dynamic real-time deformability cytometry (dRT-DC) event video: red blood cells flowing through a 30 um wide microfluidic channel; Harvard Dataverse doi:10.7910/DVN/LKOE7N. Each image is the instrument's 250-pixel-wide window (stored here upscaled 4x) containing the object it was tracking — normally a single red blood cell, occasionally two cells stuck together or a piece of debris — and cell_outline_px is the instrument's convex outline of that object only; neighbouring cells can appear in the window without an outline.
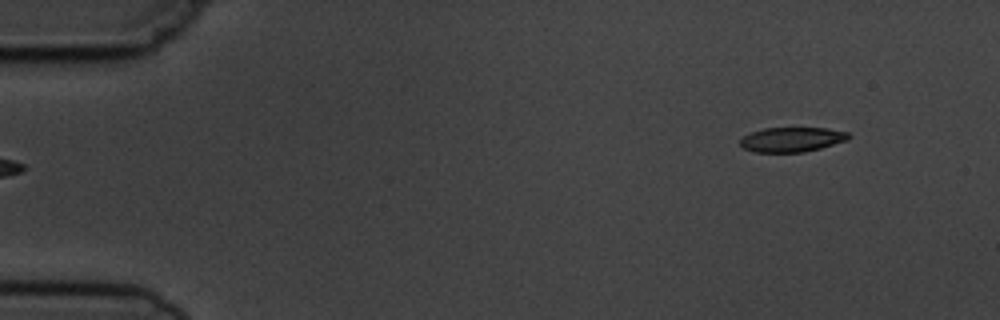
{"species": "common noctule bat (a hibernating species)", "species_latin": "Nyctalus noctula", "temperature_condition": "cold", "stored_images_in_passage": 6, "segment_of_instrument_passage": [2, 2], "camera_frame_rate_fps": 3000, "um_per_image_px": 0.085, "animal": {"sex": "male", "body_mass_g": 19.5, "forearm_length_mm": 54.6}, "frame": {"image": 1, "passage_image": 6, "time_ms": 6.0, "image_size_px": [1000, 320], "cell_outline_px": [[852, 136], [848, 140], [820, 148], [804, 152], [756, 152], [744, 148], [740, 144], [740, 140], [744, 136], [752, 132], [764, 128], [828, 128], [848, 132]], "centroid_in_image_um": [67.35, 11.85], "position_along_channel_um": 17.7, "area_um2": 15.55}}